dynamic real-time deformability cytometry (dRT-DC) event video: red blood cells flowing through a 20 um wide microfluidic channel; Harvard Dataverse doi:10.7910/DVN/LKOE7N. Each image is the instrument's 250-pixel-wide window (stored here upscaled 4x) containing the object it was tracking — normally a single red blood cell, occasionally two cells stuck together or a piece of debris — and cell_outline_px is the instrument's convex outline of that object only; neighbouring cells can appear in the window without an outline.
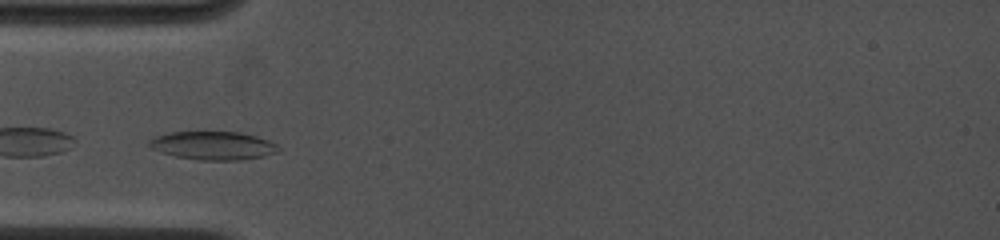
{"species": "common noctule bat (a hibernating species)", "species_latin": "Nyctalus noctula", "temperature_condition": "cold", "stored_images_in_passage": 21, "camera_frame_rate_fps": 4500, "um_per_image_px": 0.085, "animal": {"sex": "female", "body_mass_g": 19.0, "forearm_length_mm": 53.3}, "frame": {"image": 1, "passage_image": 1, "time_ms": 0.0, "image_size_px": [1000, 240], "cell_outline_px": [[280, 152], [264, 156], [240, 160], [200, 160], [176, 156], [160, 152], [152, 148], [148, 144], [148, 140], [152, 136], [172, 132], [240, 132], [256, 136], [268, 140], [276, 144], [280, 148]], "centroid_in_image_um": [18.11, 12.37], "position_along_channel_um": 66.9, "area_um2": 21.44}}
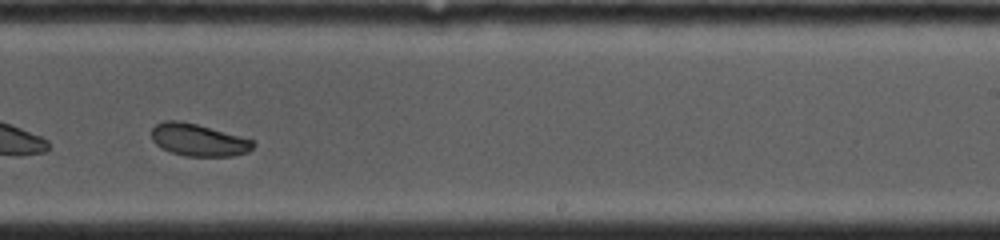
{"frame": {"image": 2, "passage_image": 10, "time_ms": 5.111, "image_size_px": [1000, 240], "cell_outline_px": [[256, 144], [248, 152], [232, 156], [184, 156], [172, 152], [156, 144], [152, 140], [152, 128], [156, 124], [164, 120], [180, 120], [196, 124], [252, 140]], "centroid_in_image_um": [16.84, 11.9], "position_along_channel_um": 272.2, "area_um2": 18.84}}
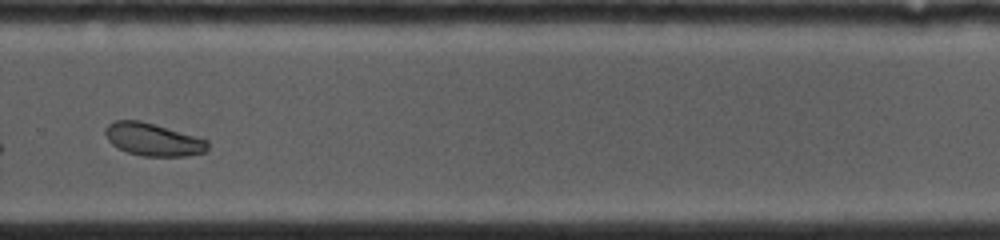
{"frame": {"image": 3, "passage_image": 12, "time_ms": 6.222, "image_size_px": [1000, 240], "cell_outline_px": [[208, 148], [204, 152], [184, 156], [140, 156], [116, 148], [108, 140], [104, 132], [104, 128], [108, 124], [116, 120], [140, 120], [208, 140]], "centroid_in_image_um": [12.96, 11.86], "position_along_channel_um": 316.8, "area_um2": 19.42}, "authors_computed_cell_mechanics": {"area_um2": 19.652, "velocity_mm_per_s": 4.022, "shape_relaxation_time_tau1_ms": 3.6495, "shape_relaxation_time_tau2_ms": null, "deformation_change_tau1": 0.0909, "deformation_change_tau2": null}}